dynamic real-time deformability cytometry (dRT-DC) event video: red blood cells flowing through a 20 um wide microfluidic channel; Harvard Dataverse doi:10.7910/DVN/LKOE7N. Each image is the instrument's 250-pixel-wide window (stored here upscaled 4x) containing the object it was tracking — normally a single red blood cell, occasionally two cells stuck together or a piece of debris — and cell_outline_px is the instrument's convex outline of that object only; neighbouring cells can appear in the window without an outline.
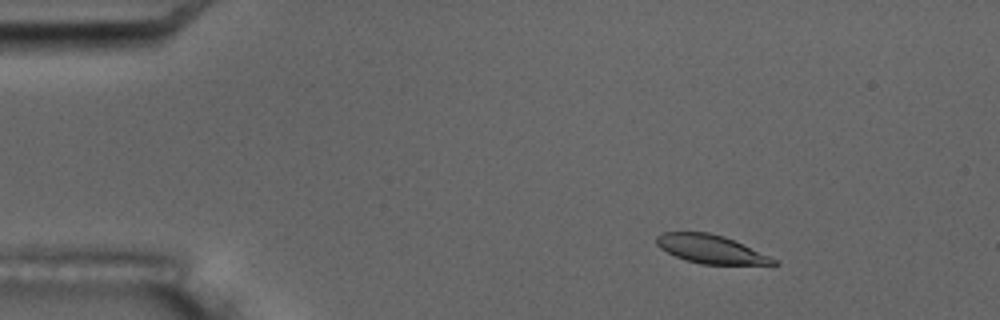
{"species": "common noctule bat (a hibernating species)", "species_latin": "Nyctalus noctula", "temperature_condition": "room temperature", "stored_images_in_passage": 8, "camera_frame_rate_fps": 3000, "um_per_image_px": 0.085, "animal": {"sex": "male", "body_mass_g": 17.5, "forearm_length_mm": 52.3}, "frame": {"image": 1, "passage_image": 3, "time_ms": 2.333, "image_size_px": [1000, 320], "cell_outline_px": [[780, 264], [700, 264], [684, 260], [660, 248], [656, 244], [656, 236], [660, 232], [708, 232], [724, 236], [768, 256], [776, 260]], "centroid_in_image_um": [60.33, 21.17], "position_along_channel_um": 24.7, "area_um2": 19.07}}